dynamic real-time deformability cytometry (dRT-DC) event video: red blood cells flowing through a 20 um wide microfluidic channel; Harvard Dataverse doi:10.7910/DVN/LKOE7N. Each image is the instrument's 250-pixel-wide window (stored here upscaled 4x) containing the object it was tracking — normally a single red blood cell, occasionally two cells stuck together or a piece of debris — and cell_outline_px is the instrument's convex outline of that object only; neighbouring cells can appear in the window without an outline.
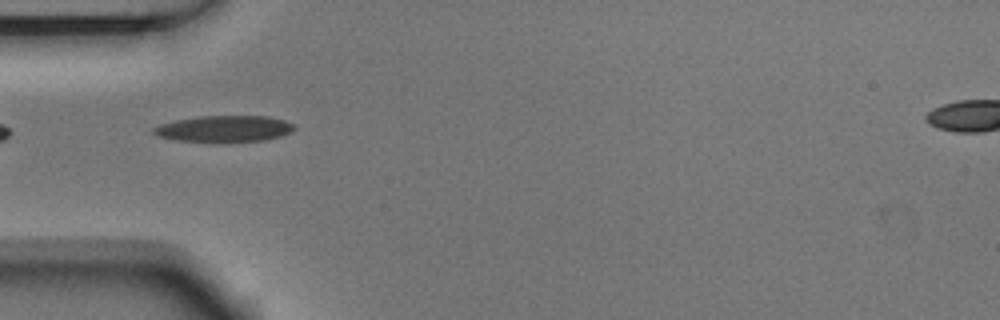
{"species": "Egyptian fruit bat (a non-hibernating species)", "species_latin": "Rousettus aegyptiacus", "temperature_condition": "room temperature", "stored_images_in_passage": 3, "camera_frame_rate_fps": 3000, "um_per_image_px": 0.085, "animal": {"sex": "male"}, "frame": {"image": 1, "passage_image": 1, "time_ms": 0.0, "image_size_px": [1000, 320], "cell_outline_px": [[296, 128], [280, 136], [264, 140], [176, 140], [156, 136], [152, 132], [152, 128], [160, 124], [176, 120], [196, 116], [268, 116], [284, 120], [292, 124]], "centroid_in_image_um": [19.01, 10.91], "position_along_channel_um": 66.0, "area_um2": 20.92}}
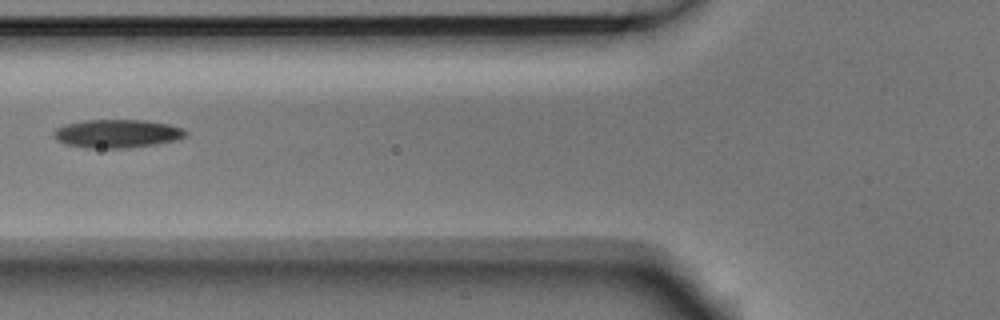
{"frame": {"image": 2, "passage_image": 2, "time_ms": 0.333, "image_size_px": [1000, 320], "cell_outline_px": [[188, 132], [184, 136], [176, 140], [156, 144], [124, 148], [88, 148], [68, 144], [60, 140], [52, 132], [56, 128], [64, 124], [84, 120], [148, 120], [168, 124], [184, 128]], "centroid_in_image_um": [9.99, 11.34], "position_along_channel_um": 115.8, "area_um2": 21.68}}
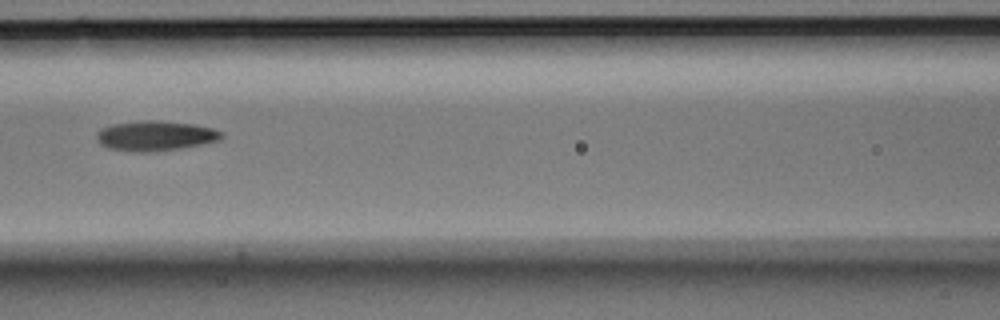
{"frame": {"image": 3, "passage_image": 3, "time_ms": 0.667, "image_size_px": [1000, 320], "cell_outline_px": [[224, 136], [220, 140], [180, 148], [148, 152], [136, 152], [108, 148], [100, 144], [96, 140], [96, 132], [100, 128], [112, 124], [144, 120], [160, 120], [196, 124], [212, 128], [224, 132]], "centroid_in_image_um": [13.19, 11.53], "position_along_channel_um": 153.4, "area_um2": 22.02}}